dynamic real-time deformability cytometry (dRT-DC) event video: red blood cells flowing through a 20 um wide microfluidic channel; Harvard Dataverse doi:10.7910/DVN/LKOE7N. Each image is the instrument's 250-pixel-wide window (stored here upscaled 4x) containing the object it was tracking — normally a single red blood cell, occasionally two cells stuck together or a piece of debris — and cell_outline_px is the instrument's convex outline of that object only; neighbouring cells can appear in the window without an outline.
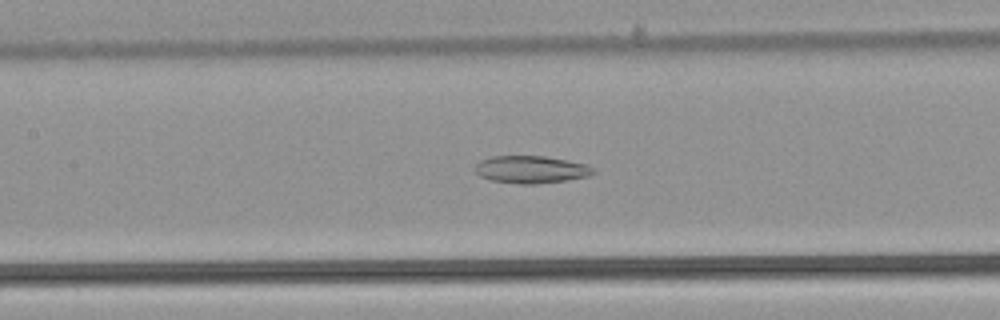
{"species": "common noctule bat (a hibernating species)", "species_latin": "Nyctalus noctula", "temperature_condition": "warm", "stored_images_in_passage": 39, "camera_frame_rate_fps": 3000, "um_per_image_px": 0.085, "animal": {"sex": "male", "body_mass_g": 21.5, "forearm_length_mm": 52.0}, "frame": {"image": 1, "passage_image": 11, "time_ms": 3.333, "image_size_px": [1000, 320], "cell_outline_px": [[596, 172], [588, 176], [564, 180], [536, 184], [520, 184], [492, 180], [480, 176], [476, 172], [476, 164], [480, 160], [492, 156], [544, 156], [584, 164], [596, 168]], "centroid_in_image_um": [45.13, 14.4], "position_along_channel_um": 162.3, "area_um2": 18.67}}
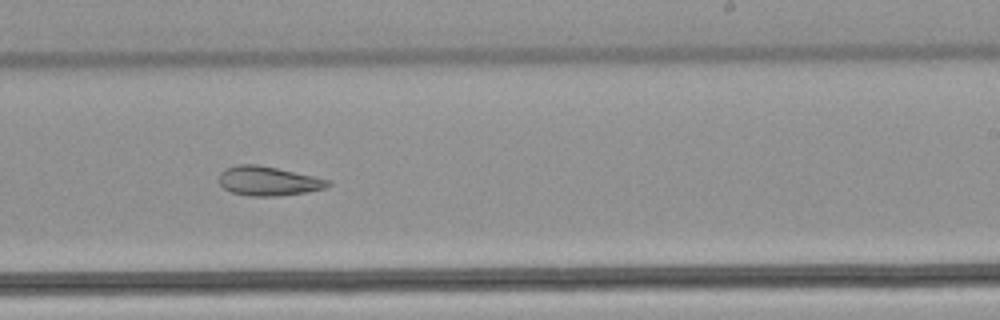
{"frame": {"image": 2, "passage_image": 19, "time_ms": 6.0, "image_size_px": [1000, 320], "cell_outline_px": [[332, 184], [328, 188], [308, 192], [276, 196], [248, 196], [232, 192], [224, 188], [220, 184], [220, 172], [224, 168], [236, 164], [256, 164], [276, 168], [312, 176], [328, 180]], "centroid_in_image_um": [22.79, 15.39], "position_along_channel_um": 266.2, "area_um2": 18.55}}
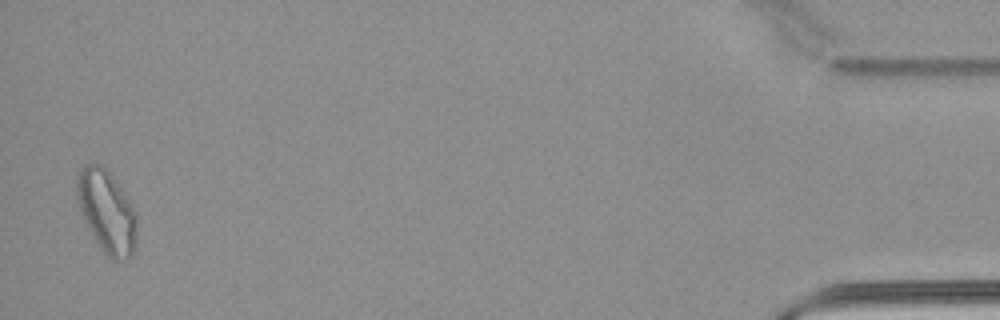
{"frame": {"image": 3, "passage_image": 38, "time_ms": 12.333, "image_size_px": [1000, 320], "cell_outline_px": [[136, 248], [128, 260], [112, 260], [100, 248], [92, 236], [80, 212], [76, 196], [76, 176], [80, 168], [88, 164], [100, 164], [120, 184], [136, 212]], "centroid_in_image_um": [9.07, 17.99], "position_along_channel_um": 426.1, "area_um2": 29.25}, "authors_computed_cell_mechanics": {"area_um2": 20.6346, "velocity_mm_per_s": 3.9146, "shape_relaxation_time_tau1_ms": null, "shape_relaxation_time_tau2_ms": 7.3754, "deformation_change_tau1": null, "deformation_change_tau2": 0.1754}}